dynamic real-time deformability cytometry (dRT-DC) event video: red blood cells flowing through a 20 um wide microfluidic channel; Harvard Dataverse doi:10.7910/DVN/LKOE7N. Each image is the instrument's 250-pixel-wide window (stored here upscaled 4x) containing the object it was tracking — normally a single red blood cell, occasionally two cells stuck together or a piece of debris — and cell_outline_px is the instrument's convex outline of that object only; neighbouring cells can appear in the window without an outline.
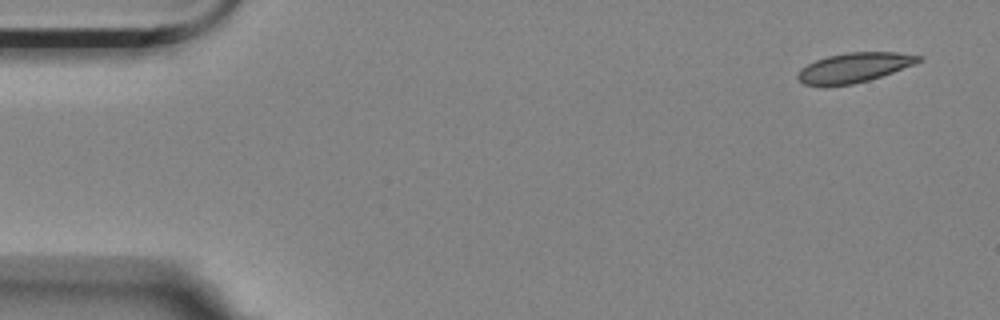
{"species": "Egyptian fruit bat (a non-hibernating species)", "species_latin": "Rousettus aegyptiacus", "temperature_condition": "room temperature", "stored_images_in_passage": 4, "segment_of_instrument_passage": [1, 2], "camera_frame_rate_fps": 3000, "um_per_image_px": 0.085, "animal": {"sex": "female"}, "frame": {"image": 1, "passage_image": 1, "time_ms": 0.0, "image_size_px": [1000, 320], "cell_outline_px": [[924, 60], [916, 64], [868, 80], [852, 84], [824, 88], [804, 84], [796, 76], [800, 68], [816, 60], [828, 56], [848, 52], [896, 52], [924, 56]], "centroid_in_image_um": [72.59, 5.76], "position_along_channel_um": 12.4, "area_um2": 21.21}}